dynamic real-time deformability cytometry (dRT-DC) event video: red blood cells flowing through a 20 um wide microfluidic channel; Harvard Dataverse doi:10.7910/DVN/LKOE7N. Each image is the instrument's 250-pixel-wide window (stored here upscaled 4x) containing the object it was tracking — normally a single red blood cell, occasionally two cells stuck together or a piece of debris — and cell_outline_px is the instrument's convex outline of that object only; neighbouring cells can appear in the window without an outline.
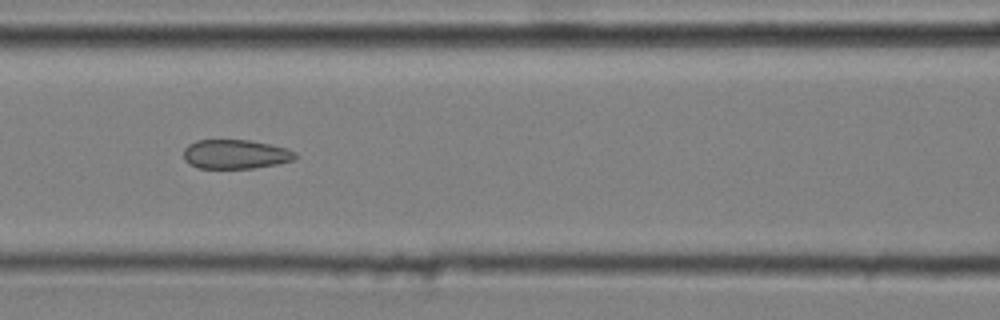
{"species": "common noctule bat (a hibernating species)", "species_latin": "Nyctalus noctula", "temperature_condition": "cold", "stored_images_in_passage": 8, "camera_frame_rate_fps": 3000, "um_per_image_px": 0.085, "animal": {"sex": "male", "body_mass_g": 20.4}, "frame": {"image": 1, "passage_image": 7, "time_ms": 2.0, "image_size_px": [1000, 320], "cell_outline_px": [[300, 156], [292, 160], [276, 164], [252, 168], [196, 168], [188, 164], [184, 160], [184, 148], [188, 144], [196, 140], [248, 140], [288, 148], [296, 152]], "centroid_in_image_um": [20.0, 13.11], "position_along_channel_um": 146.6, "area_um2": 19.13}}
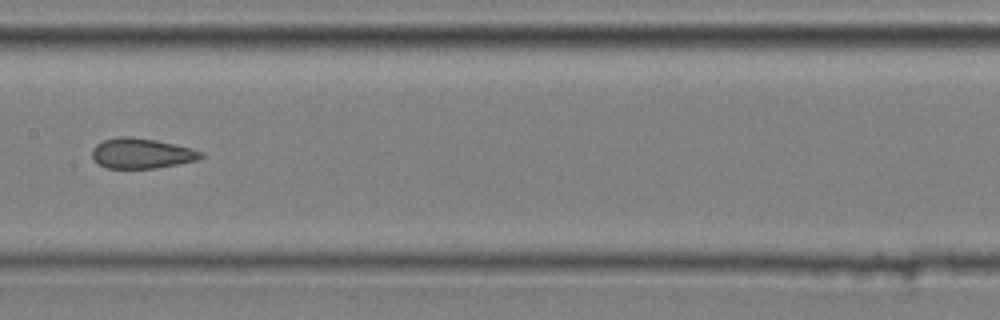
{"frame": {"image": 2, "passage_image": 8, "time_ms": 2.333, "image_size_px": [1000, 320], "cell_outline_px": [[204, 156], [196, 160], [156, 168], [108, 168], [100, 164], [92, 156], [92, 148], [96, 144], [104, 140], [120, 136], [128, 136], [156, 140], [192, 148], [204, 152]], "centroid_in_image_um": [12.04, 13.02], "position_along_channel_um": 195.4, "area_um2": 19.02}}